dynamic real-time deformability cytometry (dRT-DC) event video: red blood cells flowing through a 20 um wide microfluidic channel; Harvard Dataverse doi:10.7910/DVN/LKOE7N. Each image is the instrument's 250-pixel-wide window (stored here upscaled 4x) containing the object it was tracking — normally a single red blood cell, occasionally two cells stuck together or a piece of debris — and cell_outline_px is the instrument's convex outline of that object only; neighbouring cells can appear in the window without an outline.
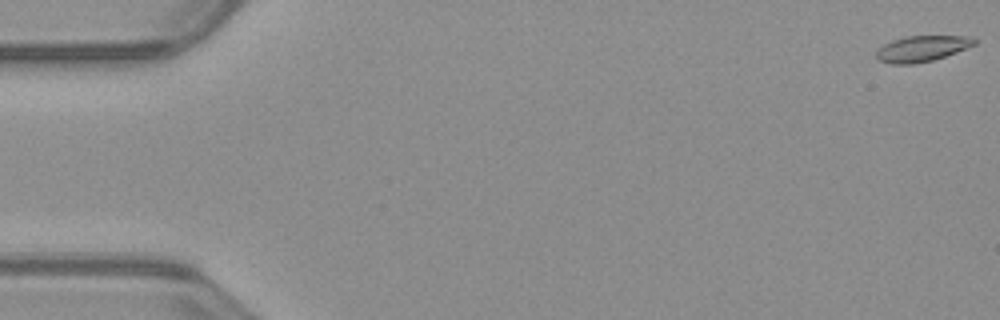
{"species": "common noctule bat (a hibernating species)", "species_latin": "Nyctalus noctula", "temperature_condition": "warm", "stored_images_in_passage": 53, "camera_frame_rate_fps": 3000, "um_per_image_px": 0.085, "animal": {"sex": "male", "body_mass_g": 23.1, "forearm_length_mm": 52.7}, "frame": {"image": 1, "passage_image": 1, "time_ms": 0.0, "image_size_px": [1000, 320], "cell_outline_px": [[976, 44], [956, 52], [932, 60], [912, 64], [892, 64], [876, 60], [876, 52], [884, 44], [892, 40], [904, 36], [972, 36], [976, 40]], "centroid_in_image_um": [78.34, 4.13], "position_along_channel_um": 6.7, "area_um2": 14.74}}
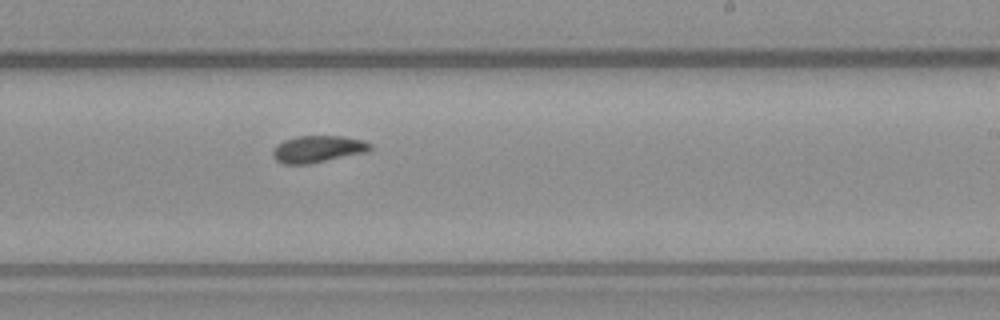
{"frame": {"image": 2, "passage_image": 32, "time_ms": 10.333, "image_size_px": [1000, 320], "cell_outline_px": [[372, 148], [368, 152], [308, 164], [284, 164], [276, 160], [272, 156], [272, 152], [276, 144], [284, 140], [296, 136], [344, 136], [364, 140], [372, 144]], "centroid_in_image_um": [27.02, 12.66], "position_along_channel_um": 262.0, "area_um2": 15.43}}
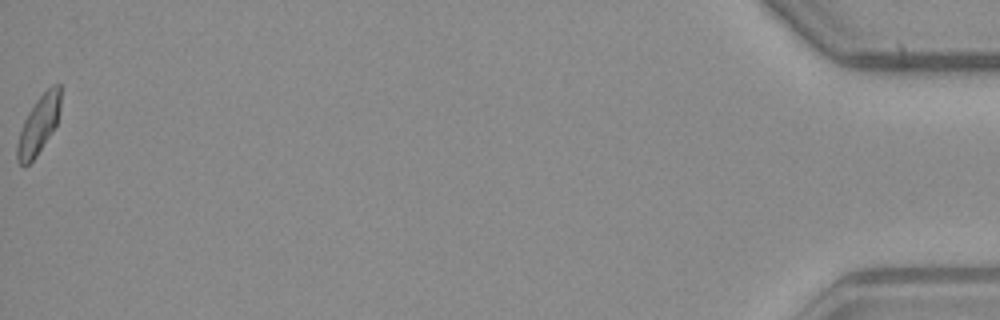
{"frame": {"image": 3, "passage_image": 53, "time_ms": 17.333, "image_size_px": [1000, 320], "cell_outline_px": [[60, 112], [56, 124], [36, 156], [24, 168], [16, 160], [16, 144], [24, 120], [28, 112], [36, 100], [52, 84], [60, 84]], "centroid_in_image_um": [3.26, 10.62], "position_along_channel_um": 431.9, "area_um2": 14.57}, "authors_computed_cell_mechanics": {"area_um2": 15.028, "velocity_mm_per_s": 3.9782, "shape_relaxation_time_tau1_ms": null, "shape_relaxation_time_tau2_ms": 3.8381, "deformation_change_tau1": null, "deformation_change_tau2": 0.0912}}